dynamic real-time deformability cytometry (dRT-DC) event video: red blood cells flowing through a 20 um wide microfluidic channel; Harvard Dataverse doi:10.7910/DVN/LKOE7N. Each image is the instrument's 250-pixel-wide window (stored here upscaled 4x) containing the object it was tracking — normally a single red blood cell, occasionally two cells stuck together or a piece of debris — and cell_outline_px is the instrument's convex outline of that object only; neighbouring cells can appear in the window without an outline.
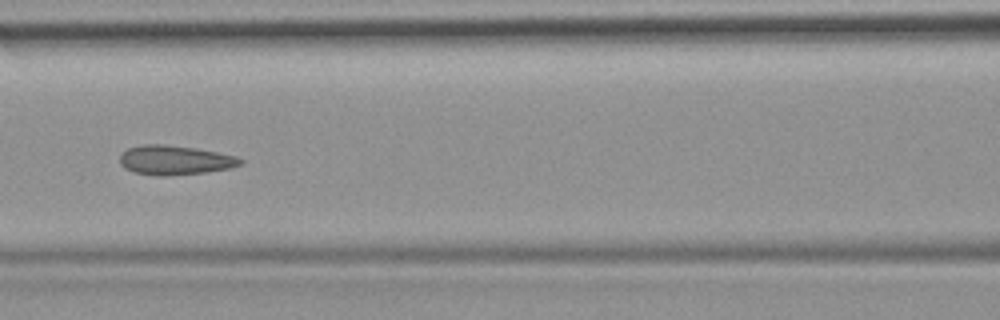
{"species": "common noctule bat (a hibernating species)", "species_latin": "Nyctalus noctula", "temperature_condition": "room temperature", "stored_images_in_passage": 51, "camera_frame_rate_fps": 3000, "um_per_image_px": 0.085, "animal": {"sex": "female", "body_mass_g": 19.9}, "frame": {"image": 1, "passage_image": 22, "time_ms": 7.0, "image_size_px": [1000, 320], "cell_outline_px": [[244, 164], [228, 168], [204, 172], [164, 176], [156, 176], [136, 172], [124, 168], [120, 164], [120, 156], [128, 148], [140, 144], [164, 144], [196, 148], [236, 156], [244, 160]], "centroid_in_image_um": [14.86, 13.6], "position_along_channel_um": 151.7, "area_um2": 20.58}}